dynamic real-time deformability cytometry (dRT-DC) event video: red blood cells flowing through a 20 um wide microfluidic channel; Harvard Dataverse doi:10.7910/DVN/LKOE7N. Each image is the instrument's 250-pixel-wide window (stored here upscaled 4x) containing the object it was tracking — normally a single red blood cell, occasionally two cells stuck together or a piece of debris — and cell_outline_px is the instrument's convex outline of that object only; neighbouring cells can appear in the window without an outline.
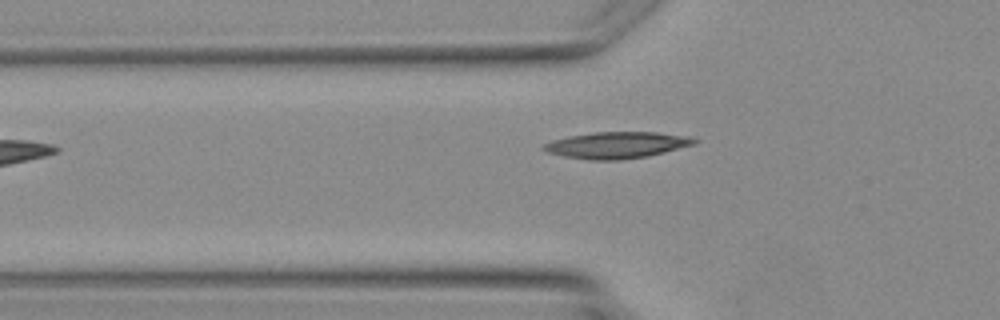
{"species": "Egyptian fruit bat (a non-hibernating species)", "species_latin": "Rousettus aegyptiacus", "temperature_condition": "warm", "stored_images_in_passage": 2, "camera_frame_rate_fps": 3000, "um_per_image_px": 0.085, "animal": {"sex": "female"}, "frame": {"image": 1, "passage_image": 2, "time_ms": 1.333, "image_size_px": [1000, 320], "cell_outline_px": [[700, 140], [696, 144], [648, 156], [620, 160], [588, 160], [564, 156], [548, 152], [540, 148], [544, 144], [552, 140], [568, 136], [592, 132], [656, 132], [692, 136]], "centroid_in_image_um": [52.46, 12.32], "position_along_channel_um": 73.3, "area_um2": 23.47}}